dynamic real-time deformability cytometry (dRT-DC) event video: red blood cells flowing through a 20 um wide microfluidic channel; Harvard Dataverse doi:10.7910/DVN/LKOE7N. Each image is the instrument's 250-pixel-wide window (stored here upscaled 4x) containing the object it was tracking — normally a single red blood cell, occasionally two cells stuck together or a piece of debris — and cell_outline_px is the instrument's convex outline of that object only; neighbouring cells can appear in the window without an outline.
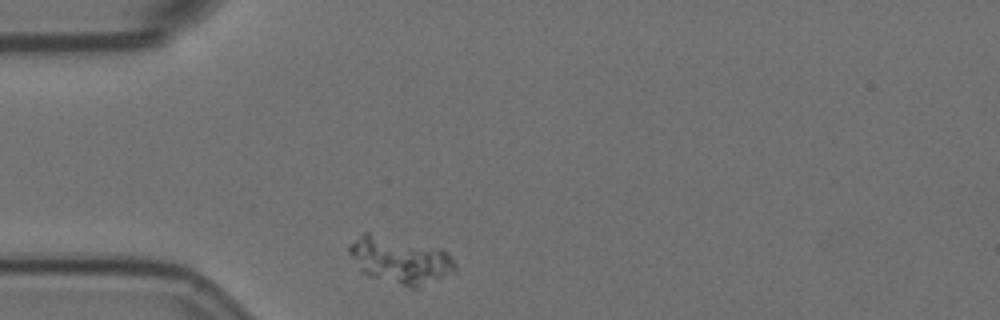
{"species": "Egyptian fruit bat (a non-hibernating species)", "species_latin": "Rousettus aegyptiacus", "temperature_condition": "room temperature", "stored_images_in_passage": 5, "camera_frame_rate_fps": 3000, "um_per_image_px": 0.085, "animal": {"sex": "female"}, "frame": {"image": 1, "passage_image": 1, "time_ms": 0.0, "image_size_px": [1000, 320], "cell_outline_px": [[456, 272], [416, 288], [408, 288], [372, 276], [364, 272], [360, 268], [348, 252], [348, 244], [364, 232], [368, 232], [440, 248], [448, 252], [456, 264]], "centroid_in_image_um": [34.04, 22.11], "position_along_channel_um": 51.0, "area_um2": 28.67}}
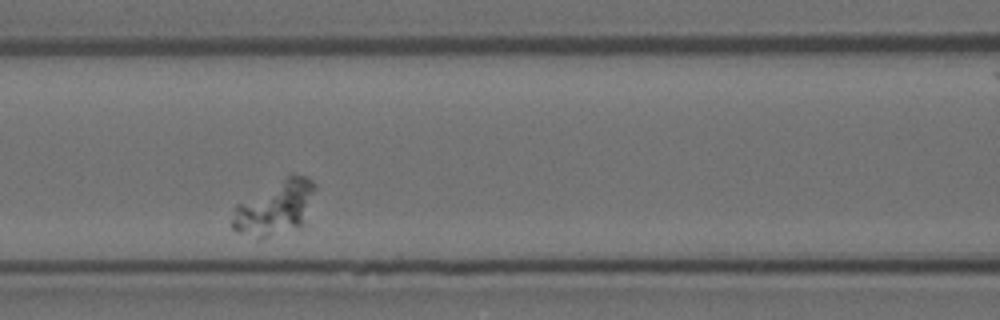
{"frame": {"image": 2, "passage_image": 4, "time_ms": 1.0, "image_size_px": [1000, 320], "cell_outline_px": [[316, 188], [304, 224], [260, 240], [256, 240], [236, 232], [232, 228], [232, 220], [236, 204], [292, 172], [308, 176], [316, 184]], "centroid_in_image_um": [23.38, 17.65], "position_along_channel_um": 143.2, "area_um2": 26.59}}
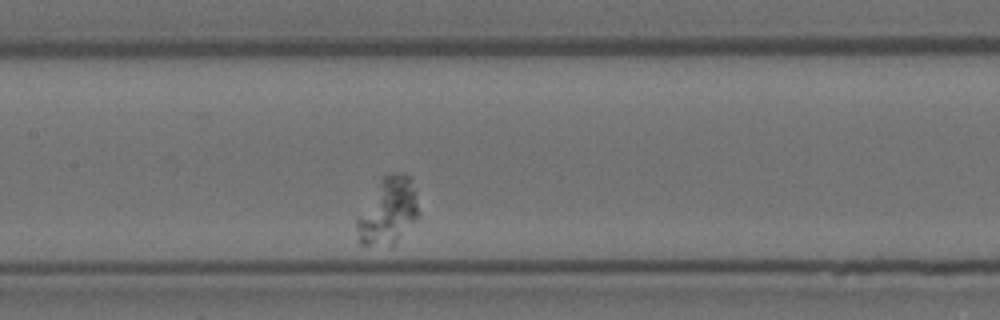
{"frame": {"image": 3, "passage_image": 5, "time_ms": 1.333, "image_size_px": [1000, 320], "cell_outline_px": [[416, 220], [396, 244], [392, 248], [360, 244], [356, 228], [356, 216], [380, 176], [392, 172], [404, 172], [412, 176], [416, 192]], "centroid_in_image_um": [32.95, 17.93], "position_along_channel_um": 174.5, "area_um2": 24.97}}